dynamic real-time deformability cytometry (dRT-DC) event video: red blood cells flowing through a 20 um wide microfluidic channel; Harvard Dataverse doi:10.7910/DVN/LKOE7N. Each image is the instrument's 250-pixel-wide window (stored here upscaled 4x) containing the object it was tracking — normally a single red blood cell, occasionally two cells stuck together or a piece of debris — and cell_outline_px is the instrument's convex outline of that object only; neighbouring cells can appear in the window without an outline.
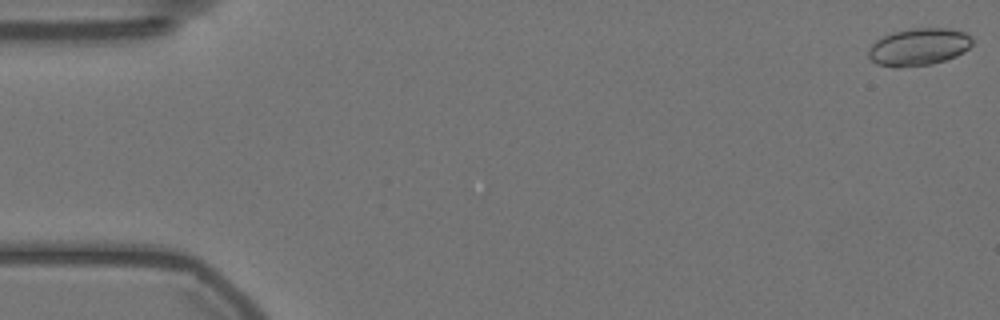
{"species": "Egyptian fruit bat (a non-hibernating species)", "species_latin": "Rousettus aegyptiacus", "temperature_condition": "warm", "stored_images_in_passage": 57, "camera_frame_rate_fps": 3000, "um_per_image_px": 0.085, "animal": {"sex": "female"}, "frame": {"image": 1, "passage_image": 1, "time_ms": 0.0, "image_size_px": [1000, 320], "cell_outline_px": [[972, 44], [964, 52], [956, 56], [932, 64], [900, 68], [896, 68], [876, 64], [868, 56], [868, 48], [876, 40], [892, 32], [912, 28], [948, 28], [964, 32], [972, 36]], "centroid_in_image_um": [78.08, 3.99], "position_along_channel_um": 6.9, "area_um2": 22.77}}
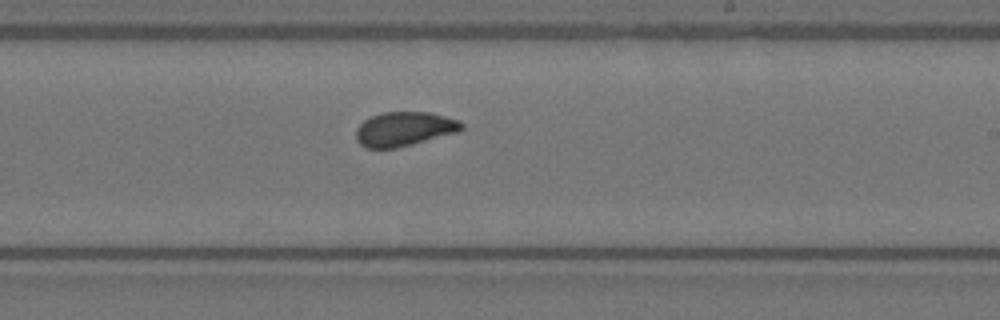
{"frame": {"image": 2, "passage_image": 34, "time_ms": 11.0, "image_size_px": [1000, 320], "cell_outline_px": [[464, 128], [456, 132], [412, 144], [396, 148], [364, 148], [356, 140], [356, 128], [364, 120], [372, 116], [384, 112], [432, 112], [460, 120], [464, 124]], "centroid_in_image_um": [34.36, 10.95], "position_along_channel_um": 254.6, "area_um2": 21.1}}
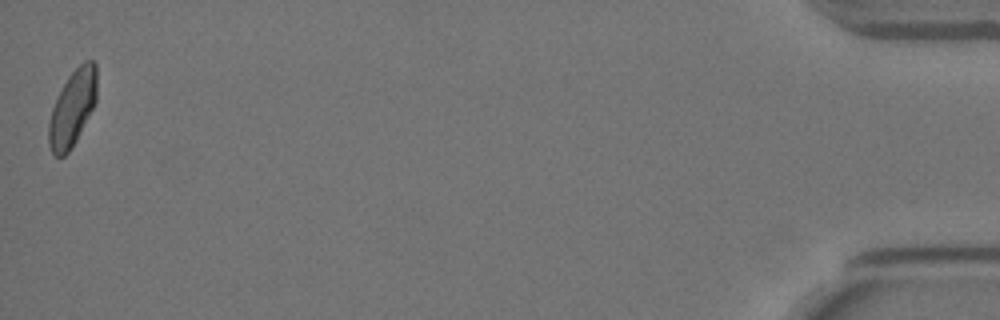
{"frame": {"image": 3, "passage_image": 57, "time_ms": 18.667, "image_size_px": [1000, 320], "cell_outline_px": [[96, 100], [72, 148], [64, 156], [56, 156], [52, 152], [48, 144], [48, 124], [52, 108], [68, 76], [84, 60], [92, 60], [96, 64]], "centroid_in_image_um": [6.15, 9.19], "position_along_channel_um": 429.1, "area_um2": 20.92}, "authors_computed_cell_mechanics": {"area_um2": 21.2704, "velocity_mm_per_s": 3.5384, "shape_relaxation_time_tau1_ms": 6.0083, "shape_relaxation_time_tau2_ms": 1.3458, "deformation_change_tau1": 0.1382, "deformation_change_tau2": 0.0563}}